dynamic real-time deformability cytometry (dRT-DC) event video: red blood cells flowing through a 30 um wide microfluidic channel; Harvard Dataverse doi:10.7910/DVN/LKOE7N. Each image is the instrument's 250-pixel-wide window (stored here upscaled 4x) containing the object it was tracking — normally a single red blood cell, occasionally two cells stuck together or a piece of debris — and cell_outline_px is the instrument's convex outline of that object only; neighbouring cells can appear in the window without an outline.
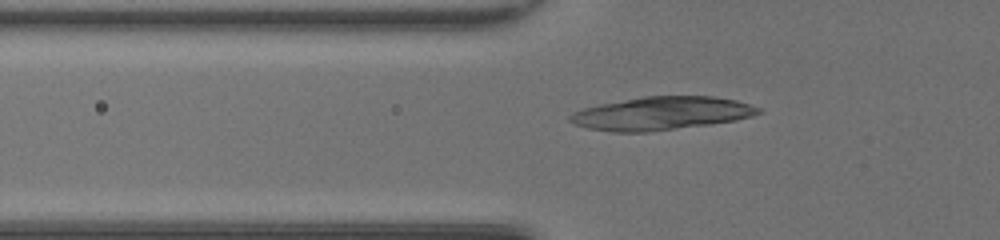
{"species": "common noctule bat (a hibernating species)", "species_latin": "Nyctalus noctula", "temperature_condition": "room temperature", "stored_images_in_passage": 50, "camera_frame_rate_fps": 3000, "um_per_image_px": 0.085, "animal": {"sex": "female", "body_mass_g": 20.0, "forearm_length_mm": 54.0}, "frame": {"image": 1, "passage_image": 20, "time_ms": 6.333, "image_size_px": [1000, 240], "cell_outline_px": [[764, 112], [752, 116], [736, 120], [712, 124], [648, 132], [612, 132], [588, 128], [576, 124], [568, 120], [568, 116], [572, 112], [584, 108], [600, 104], [644, 96], [712, 96], [736, 100], [760, 108]], "centroid_in_image_um": [56.23, 9.64], "position_along_channel_um": 69.6, "area_um2": 36.47}}